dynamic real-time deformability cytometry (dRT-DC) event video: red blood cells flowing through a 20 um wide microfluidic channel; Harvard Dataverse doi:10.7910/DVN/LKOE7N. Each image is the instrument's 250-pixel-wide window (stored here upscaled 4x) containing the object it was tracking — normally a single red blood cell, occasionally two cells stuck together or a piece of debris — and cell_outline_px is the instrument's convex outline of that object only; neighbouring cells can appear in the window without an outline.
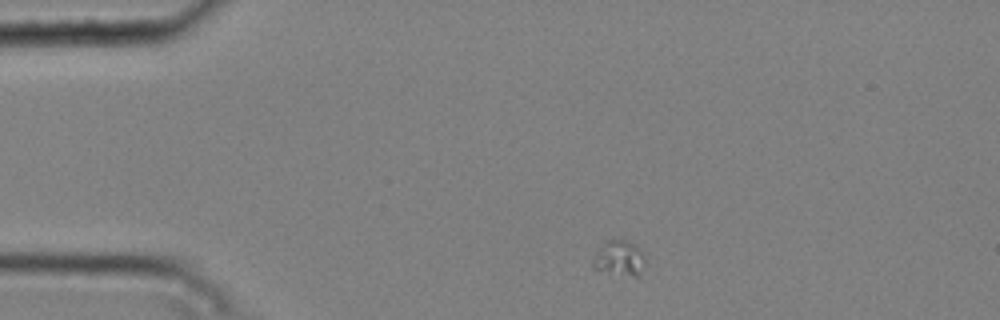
{"species": "common noctule bat (a hibernating species)", "species_latin": "Nyctalus noctula", "temperature_condition": "cold", "stored_images_in_passage": 6, "camera_frame_rate_fps": 3000, "um_per_image_px": 0.085, "animal": {"sex": "male", "body_mass_g": 20.4}, "frame": {"image": 1, "passage_image": 1, "time_ms": 0.0, "image_size_px": [1000, 320], "cell_outline_px": [[644, 268], [640, 276], [632, 276], [608, 272], [592, 268], [592, 260], [596, 252], [604, 240], [612, 236], [636, 244], [644, 256]], "centroid_in_image_um": [52.62, 21.9], "position_along_channel_um": 32.4, "area_um2": 11.1}}